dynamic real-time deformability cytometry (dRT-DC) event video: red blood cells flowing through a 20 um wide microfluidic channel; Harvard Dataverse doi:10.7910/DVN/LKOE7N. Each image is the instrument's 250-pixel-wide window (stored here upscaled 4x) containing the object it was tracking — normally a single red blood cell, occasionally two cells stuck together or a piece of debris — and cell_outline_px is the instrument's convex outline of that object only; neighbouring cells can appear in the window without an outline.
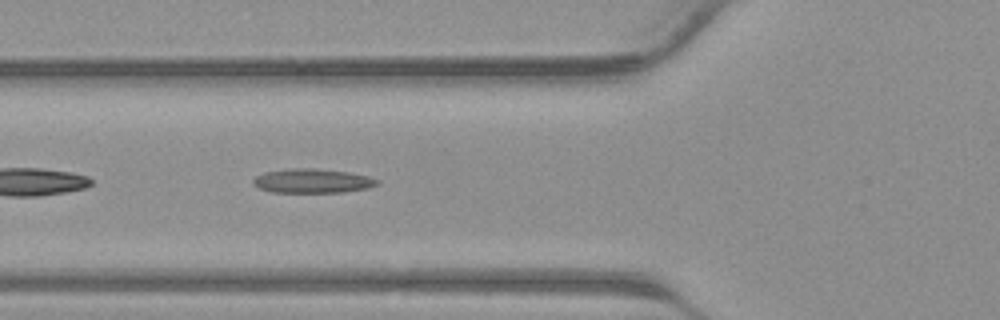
{"species": "common noctule bat (a hibernating species)", "species_latin": "Nyctalus noctula", "temperature_condition": "warm", "stored_images_in_passage": 41, "camera_frame_rate_fps": 3000, "um_per_image_px": 0.085, "animal": {"sex": "male", "body_mass_g": 23.1, "forearm_length_mm": 52.7}, "frame": {"image": 1, "passage_image": 15, "time_ms": 4.667, "image_size_px": [1000, 320], "cell_outline_px": [[380, 184], [368, 188], [340, 192], [272, 192], [260, 188], [252, 184], [252, 180], [256, 176], [264, 172], [288, 168], [316, 168], [348, 172], [368, 176], [380, 180]], "centroid_in_image_um": [26.56, 15.37], "position_along_channel_um": 99.2, "area_um2": 17.57}}
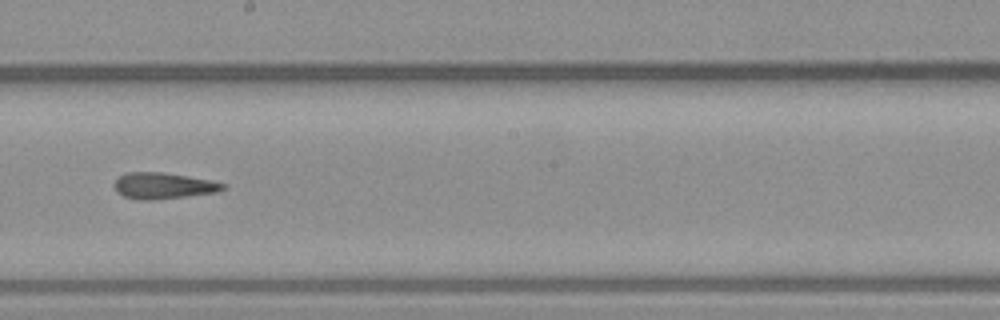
{"frame": {"image": 2, "passage_image": 23, "time_ms": 7.333, "image_size_px": [1000, 320], "cell_outline_px": [[228, 184], [224, 188], [216, 192], [184, 196], [148, 200], [140, 200], [124, 196], [112, 184], [120, 176], [128, 172], [164, 172], [212, 180]], "centroid_in_image_um": [13.9, 15.77], "position_along_channel_um": 234.3, "area_um2": 16.36}}
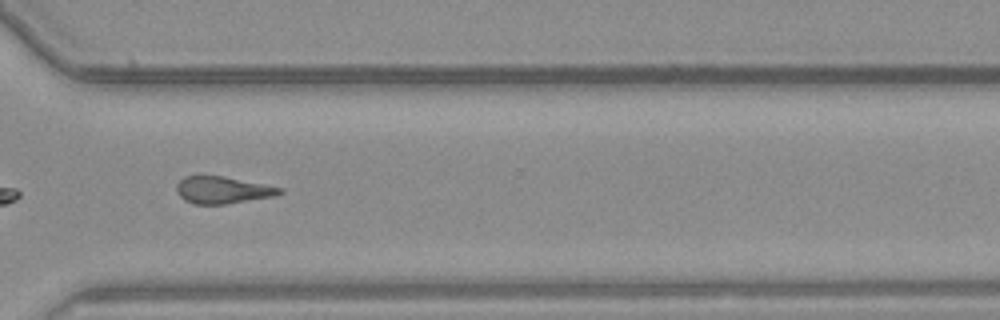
{"frame": {"image": 3, "passage_image": 30, "time_ms": 9.667, "image_size_px": [1000, 320], "cell_outline_px": [[284, 192], [272, 196], [224, 204], [196, 204], [184, 200], [176, 192], [176, 184], [184, 176], [196, 172], [224, 176], [284, 188]], "centroid_in_image_um": [18.84, 16.1], "position_along_channel_um": 351.8, "area_um2": 16.7}}